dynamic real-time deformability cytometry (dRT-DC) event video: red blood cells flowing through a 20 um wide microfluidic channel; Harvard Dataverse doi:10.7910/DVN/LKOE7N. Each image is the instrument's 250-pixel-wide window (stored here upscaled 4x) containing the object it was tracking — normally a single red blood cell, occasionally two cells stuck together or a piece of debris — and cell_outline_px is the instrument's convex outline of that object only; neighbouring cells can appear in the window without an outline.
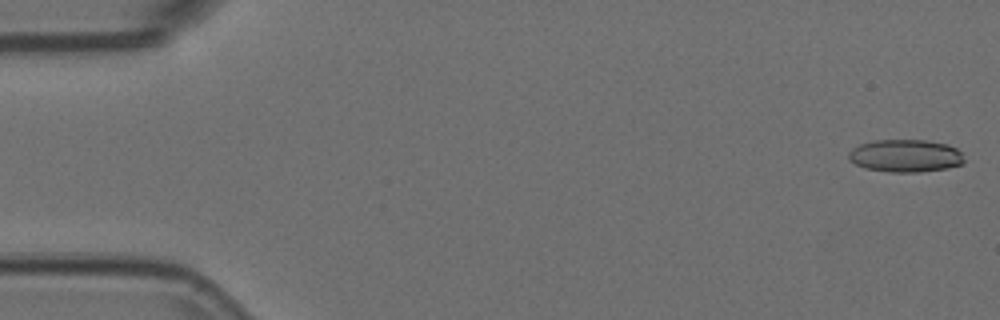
{"species": "Egyptian fruit bat (a non-hibernating species)", "species_latin": "Rousettus aegyptiacus", "temperature_condition": "room temperature", "stored_images_in_passage": 53, "camera_frame_rate_fps": 3000, "um_per_image_px": 0.085, "animal": {"sex": "female"}, "frame": {"image": 1, "passage_image": 1, "time_ms": 0.0, "image_size_px": [1000, 320], "cell_outline_px": [[964, 164], [948, 168], [920, 172], [888, 172], [864, 168], [848, 160], [848, 152], [852, 148], [860, 144], [872, 140], [928, 140], [948, 144], [956, 148], [960, 152], [964, 160]], "centroid_in_image_um": [76.95, 13.24], "position_along_channel_um": 8.0, "area_um2": 22.25}}
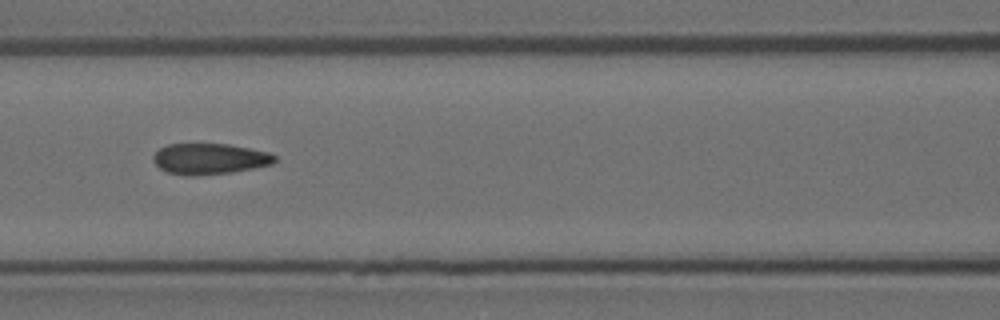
{"frame": {"image": 2, "passage_image": 23, "time_ms": 7.333, "image_size_px": [1000, 320], "cell_outline_px": [[276, 160], [272, 164], [232, 172], [192, 176], [188, 176], [168, 172], [160, 168], [152, 160], [152, 156], [160, 148], [168, 144], [228, 144], [268, 152], [276, 156]], "centroid_in_image_um": [17.8, 13.5], "position_along_channel_um": 148.8, "area_um2": 21.73}}
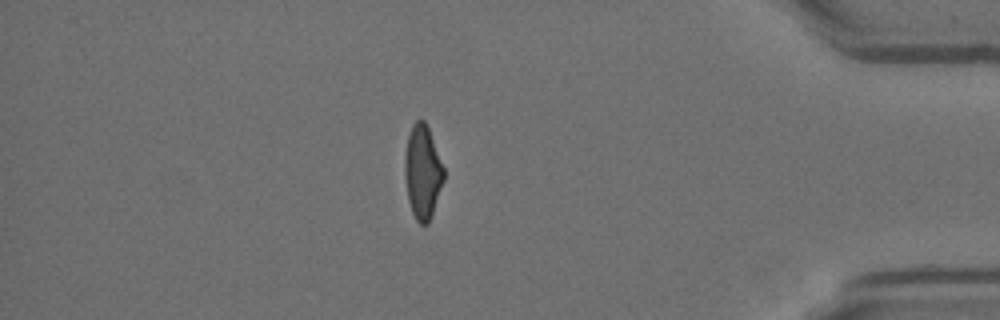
{"frame": {"image": 3, "passage_image": 46, "time_ms": 15.0, "image_size_px": [1000, 320], "cell_outline_px": [[444, 180], [432, 216], [428, 224], [420, 224], [416, 220], [412, 212], [408, 200], [404, 176], [404, 156], [408, 136], [412, 124], [416, 120], [424, 120], [428, 128], [444, 168]], "centroid_in_image_um": [35.91, 14.65], "position_along_channel_um": 399.3, "area_um2": 21.39}, "authors_computed_cell_mechanics": {"area_um2": 21.964, "velocity_mm_per_s": 3.781, "shape_relaxation_time_tau1_ms": null, "shape_relaxation_time_tau2_ms": 1.5205, "deformation_change_tau1": null, "deformation_change_tau2": 0.0938}}